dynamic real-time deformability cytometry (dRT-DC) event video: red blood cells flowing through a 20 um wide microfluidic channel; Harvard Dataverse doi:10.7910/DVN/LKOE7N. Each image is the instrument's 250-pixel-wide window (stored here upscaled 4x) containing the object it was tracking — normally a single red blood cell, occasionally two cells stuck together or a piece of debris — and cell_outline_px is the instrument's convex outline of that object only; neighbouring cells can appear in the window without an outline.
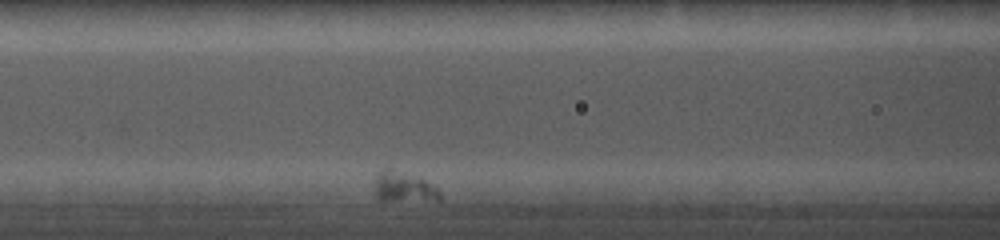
{"species": "common noctule bat (a hibernating species)", "species_latin": "Nyctalus noctula", "temperature_condition": "cold", "stored_images_in_passage": 33, "camera_frame_rate_fps": 5000, "um_per_image_px": 0.085, "animal": {"sex": "female", "body_mass_g": 19.0, "forearm_length_mm": 56.7}, "frame": {"image": 1, "passage_image": 9, "time_ms": 2.6, "image_size_px": [1000, 240], "cell_outline_px": [[440, 200], [380, 200], [372, 192], [376, 172], [384, 168], [388, 168], [424, 180], [436, 188], [440, 192]], "centroid_in_image_um": [34.21, 15.9], "position_along_channel_um": 132.4, "area_um2": 11.39}}
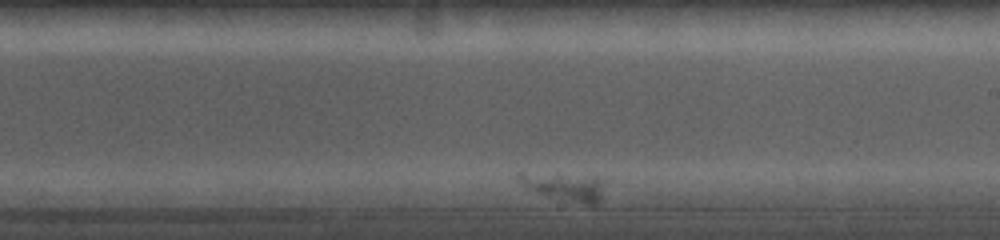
{"frame": {"image": 2, "passage_image": 23, "time_ms": 6.8, "image_size_px": [1000, 240], "cell_outline_px": [[604, 180], [600, 200], [596, 204], [588, 204], [540, 192], [516, 180], [516, 172], [520, 172], [600, 176]], "centroid_in_image_um": [48.05, 15.79], "position_along_channel_um": 241.0, "area_um2": 13.35}}